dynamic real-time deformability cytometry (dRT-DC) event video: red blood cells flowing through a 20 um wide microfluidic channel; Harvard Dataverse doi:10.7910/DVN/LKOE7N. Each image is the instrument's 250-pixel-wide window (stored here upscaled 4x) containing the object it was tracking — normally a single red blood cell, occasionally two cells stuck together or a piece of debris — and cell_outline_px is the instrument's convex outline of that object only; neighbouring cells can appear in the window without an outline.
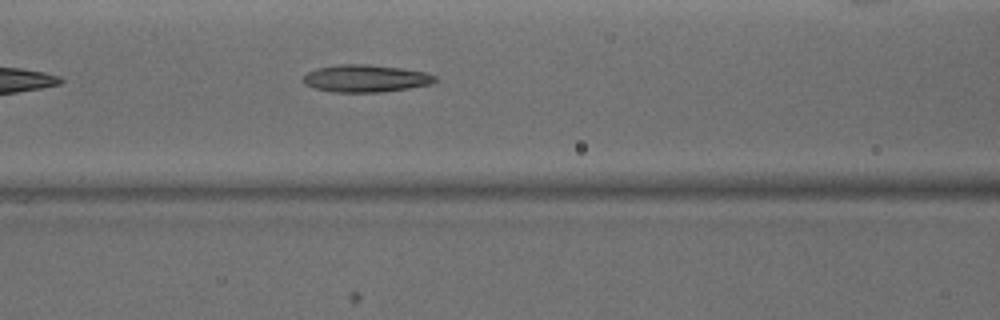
{"species": "common noctule bat (a hibernating species)", "species_latin": "Nyctalus noctula", "temperature_condition": "warm", "stored_images_in_passage": 34, "camera_frame_rate_fps": 3000, "um_per_image_px": 0.085, "animal": {"sex": "male", "body_mass_g": 15.6}, "frame": {"image": 1, "passage_image": 6, "time_ms": 1.667, "image_size_px": [1000, 320], "cell_outline_px": [[440, 80], [432, 84], [384, 92], [332, 92], [316, 88], [304, 84], [300, 80], [308, 72], [316, 68], [340, 64], [368, 64], [400, 68], [424, 72], [436, 76]], "centroid_in_image_um": [31.08, 6.67], "position_along_channel_um": 135.5, "area_um2": 21.15}}
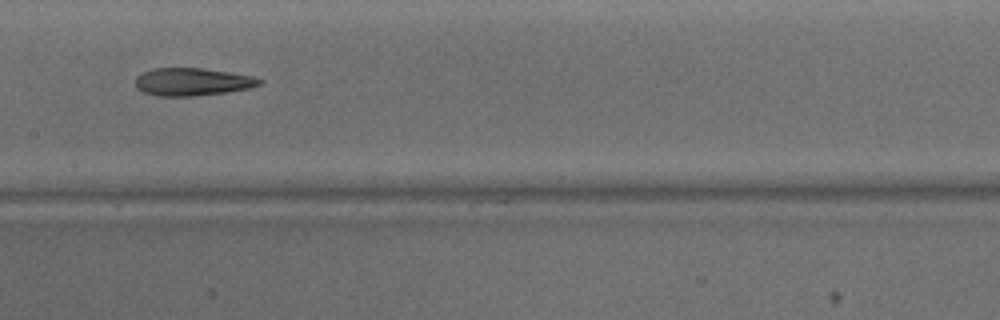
{"frame": {"image": 2, "passage_image": 10, "time_ms": 3.0, "image_size_px": [1000, 320], "cell_outline_px": [[264, 80], [260, 84], [248, 88], [224, 92], [192, 96], [156, 96], [144, 92], [136, 88], [136, 76], [152, 68], [204, 68], [232, 72], [252, 76]], "centroid_in_image_um": [16.33, 6.94], "position_along_channel_um": 191.1, "area_um2": 20.0}, "authors_computed_cell_mechanics": {"area_um2": 21.0392, "velocity_mm_per_s": 4.1649, "shape_relaxation_time_tau1_ms": null, "shape_relaxation_time_tau2_ms": 6.1216, "deformation_change_tau1": null, "deformation_change_tau2": 0.201}}